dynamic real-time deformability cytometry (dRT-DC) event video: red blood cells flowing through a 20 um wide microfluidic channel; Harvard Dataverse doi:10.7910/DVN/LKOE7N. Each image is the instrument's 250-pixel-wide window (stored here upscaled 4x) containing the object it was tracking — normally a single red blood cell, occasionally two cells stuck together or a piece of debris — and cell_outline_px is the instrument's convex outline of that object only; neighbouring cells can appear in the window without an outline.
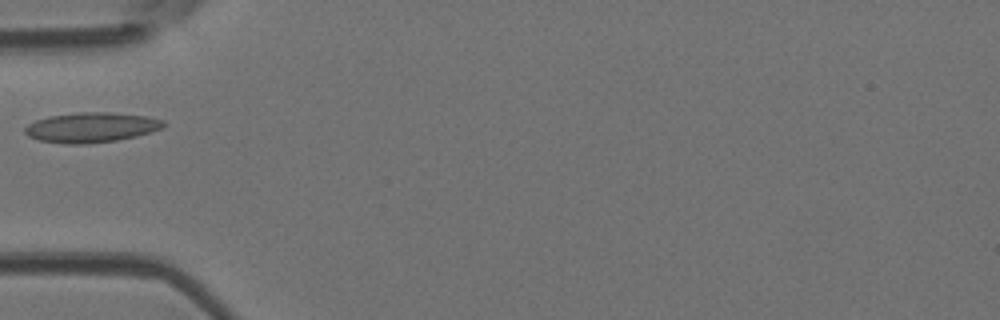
{"species": "Egyptian fruit bat (a non-hibernating species)", "species_latin": "Rousettus aegyptiacus", "temperature_condition": "room temperature", "stored_images_in_passage": 4, "camera_frame_rate_fps": 3000, "um_per_image_px": 0.085, "animal": {"sex": "female"}, "frame": {"image": 1, "passage_image": 4, "time_ms": 1.0, "image_size_px": [1000, 320], "cell_outline_px": [[168, 124], [164, 128], [152, 132], [136, 136], [116, 140], [88, 144], [64, 144], [40, 140], [28, 136], [24, 132], [24, 128], [28, 124], [36, 120], [48, 116], [80, 112], [108, 112], [144, 116], [164, 120]], "centroid_in_image_um": [7.78, 10.83], "position_along_channel_um": 77.2, "area_um2": 24.33}}